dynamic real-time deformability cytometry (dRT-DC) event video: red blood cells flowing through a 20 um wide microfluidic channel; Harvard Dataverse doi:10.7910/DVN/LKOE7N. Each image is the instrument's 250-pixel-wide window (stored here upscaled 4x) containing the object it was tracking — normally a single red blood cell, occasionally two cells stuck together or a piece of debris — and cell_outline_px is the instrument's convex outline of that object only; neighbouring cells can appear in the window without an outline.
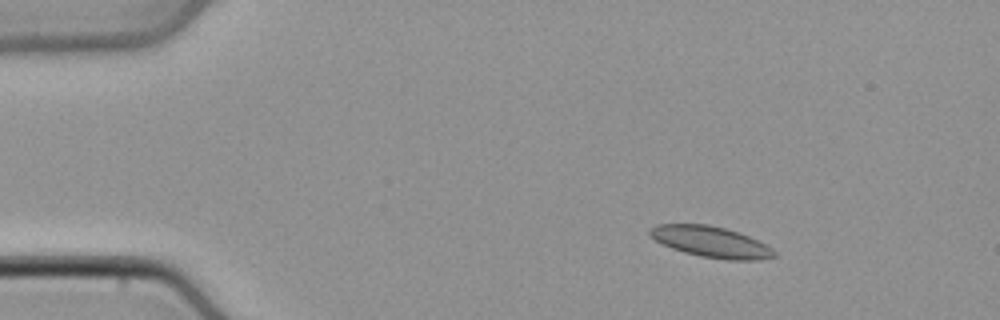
{"species": "common noctule bat (a hibernating species)", "species_latin": "Nyctalus noctula", "temperature_condition": "cold", "stored_images_in_passage": 49, "camera_frame_rate_fps": 3000, "um_per_image_px": 0.085, "animal": {"sex": "male", "body_mass_g": 21.5, "forearm_length_mm": 52.0}, "frame": {"image": 1, "passage_image": 7, "time_ms": 2.0, "image_size_px": [1000, 320], "cell_outline_px": [[776, 256], [756, 260], [728, 260], [700, 256], [684, 252], [672, 248], [648, 236], [648, 228], [656, 224], [708, 224], [724, 228], [748, 236], [772, 248], [776, 252]], "centroid_in_image_um": [60.38, 20.55], "position_along_channel_um": 24.6, "area_um2": 22.31}}
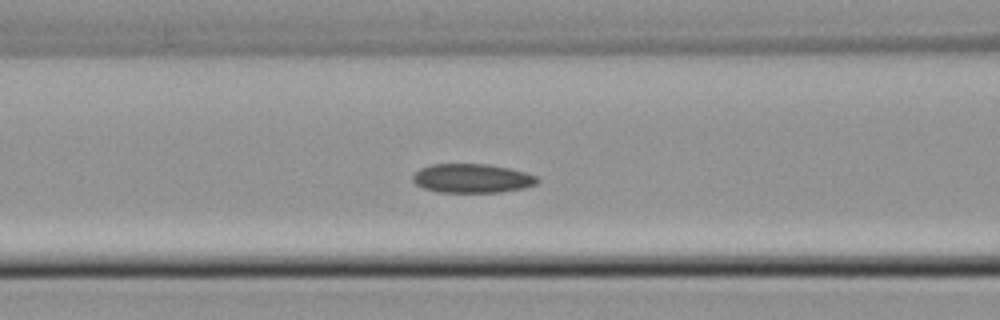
{"frame": {"image": 2, "passage_image": 20, "time_ms": 6.333, "image_size_px": [1000, 320], "cell_outline_px": [[540, 180], [536, 184], [524, 188], [500, 192], [436, 192], [424, 188], [416, 184], [412, 180], [412, 176], [420, 168], [432, 164], [484, 164], [508, 168], [524, 172], [536, 176]], "centroid_in_image_um": [40.11, 15.16], "position_along_channel_um": 126.5, "area_um2": 20.98}}
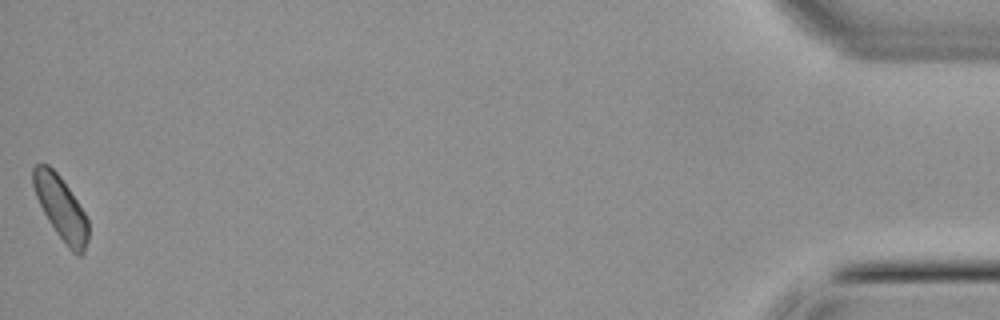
{"frame": {"image": 3, "passage_image": 49, "time_ms": 16.0, "image_size_px": [1000, 320], "cell_outline_px": [[88, 240], [84, 252], [80, 256], [72, 252], [68, 248], [56, 232], [48, 220], [36, 196], [32, 184], [32, 168], [36, 164], [48, 164], [60, 176], [84, 212], [88, 220]], "centroid_in_image_um": [5.17, 17.68], "position_along_channel_um": 430.0, "area_um2": 20.11}}